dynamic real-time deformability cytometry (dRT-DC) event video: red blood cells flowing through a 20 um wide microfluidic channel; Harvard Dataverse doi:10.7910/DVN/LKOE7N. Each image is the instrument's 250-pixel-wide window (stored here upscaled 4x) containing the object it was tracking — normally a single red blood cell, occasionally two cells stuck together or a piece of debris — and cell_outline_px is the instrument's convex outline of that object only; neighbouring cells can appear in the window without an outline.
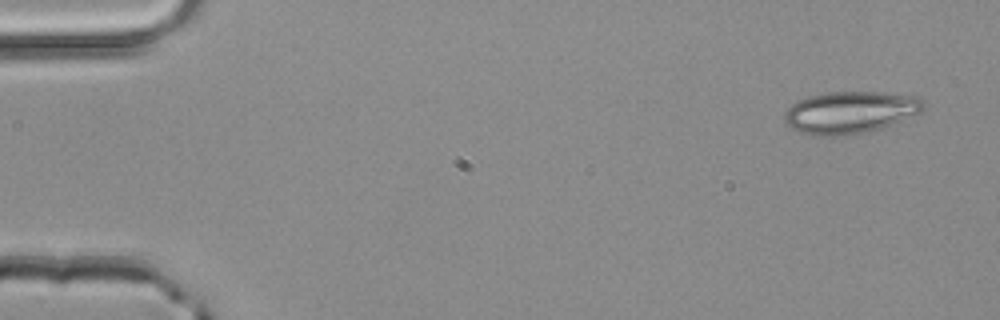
{"species": "common noctule bat (a hibernating species)", "species_latin": "Nyctalus noctula", "temperature_condition": "room temperature", "stored_images_in_passage": 4, "camera_frame_rate_fps": 3000, "um_per_image_px": 0.085, "animal": {"sex": "male", "body_mass_g": 20.4}, "frame": {"image": 1, "passage_image": 1, "time_ms": 0.0, "image_size_px": [1000, 320], "cell_outline_px": [[924, 108], [920, 112], [880, 128], [864, 132], [836, 136], [820, 136], [800, 132], [792, 128], [784, 120], [784, 112], [792, 104], [808, 96], [828, 92], [880, 92], [920, 96], [924, 100]], "centroid_in_image_um": [72.26, 9.53], "position_along_channel_um": 12.7, "area_um2": 33.81}}